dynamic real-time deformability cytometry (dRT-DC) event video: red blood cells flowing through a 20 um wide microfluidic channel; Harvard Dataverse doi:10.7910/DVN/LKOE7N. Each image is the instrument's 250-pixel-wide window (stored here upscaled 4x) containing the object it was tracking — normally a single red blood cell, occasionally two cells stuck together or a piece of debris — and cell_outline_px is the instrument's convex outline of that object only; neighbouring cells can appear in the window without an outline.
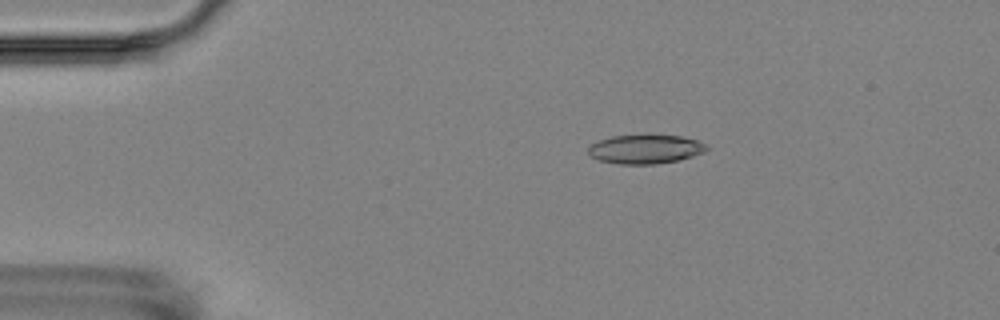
{"species": "Egyptian fruit bat (a non-hibernating species)", "species_latin": "Rousettus aegyptiacus", "temperature_condition": "room temperature", "stored_images_in_passage": 11, "camera_frame_rate_fps": 3000, "um_per_image_px": 0.085, "animal": {"sex": "female"}, "frame": {"image": 1, "passage_image": 4, "time_ms": 3.333, "image_size_px": [1000, 320], "cell_outline_px": [[708, 148], [704, 152], [680, 160], [656, 164], [616, 164], [600, 160], [588, 156], [588, 148], [592, 144], [600, 140], [612, 136], [644, 132], [680, 136], [696, 140], [704, 144]], "centroid_in_image_um": [54.82, 12.64], "position_along_channel_um": 30.2, "area_um2": 20.69}}
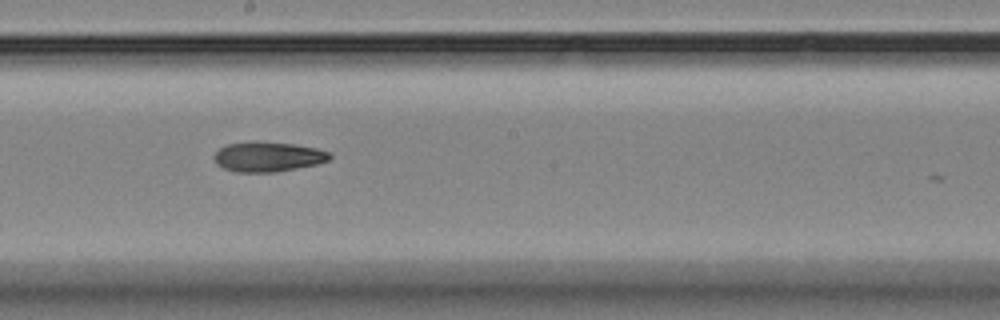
{"frame": {"image": 2, "passage_image": 10, "time_ms": 10.333, "image_size_px": [1000, 320], "cell_outline_px": [[332, 156], [328, 160], [316, 164], [276, 172], [236, 172], [224, 168], [216, 164], [212, 156], [220, 148], [228, 144], [252, 140], [256, 140], [296, 144], [316, 148], [332, 152]], "centroid_in_image_um": [22.76, 13.3], "position_along_channel_um": 225.4, "area_um2": 20.46}}
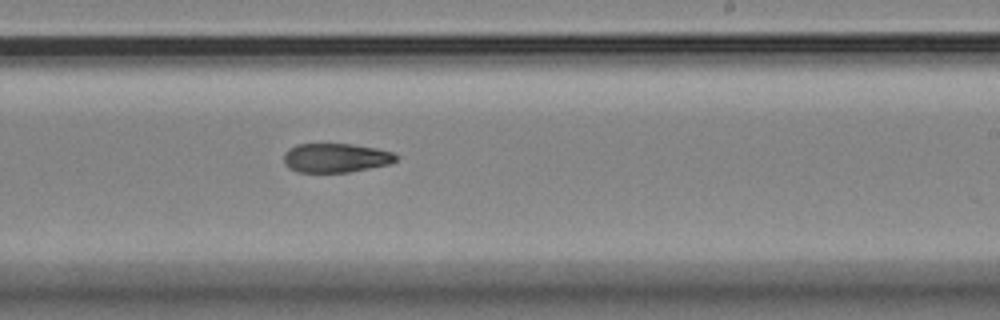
{"frame": {"image": 3, "passage_image": 11, "time_ms": 11.333, "image_size_px": [1000, 320], "cell_outline_px": [[400, 156], [392, 164], [348, 172], [296, 172], [288, 168], [284, 164], [284, 152], [288, 148], [296, 144], [352, 144], [376, 148], [392, 152]], "centroid_in_image_um": [28.54, 13.42], "position_along_channel_um": 260.5, "area_um2": 19.31}}